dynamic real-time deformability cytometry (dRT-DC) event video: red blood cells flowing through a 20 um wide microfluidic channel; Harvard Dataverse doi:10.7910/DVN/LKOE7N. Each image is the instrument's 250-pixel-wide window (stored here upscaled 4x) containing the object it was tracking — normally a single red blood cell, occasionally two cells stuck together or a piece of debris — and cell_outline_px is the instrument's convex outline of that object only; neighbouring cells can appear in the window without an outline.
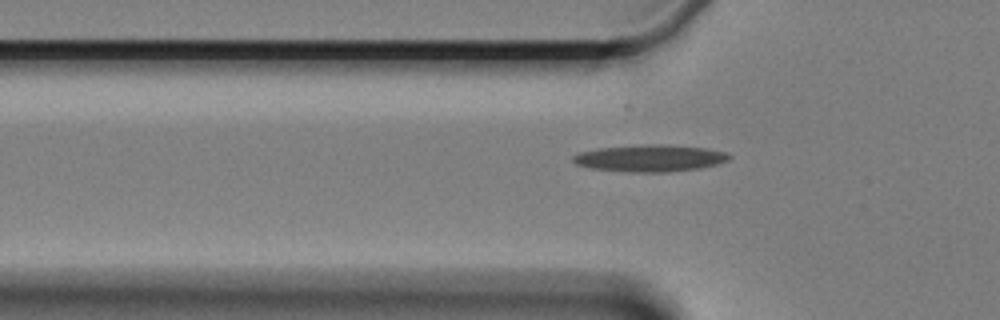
{"species": "Egyptian fruit bat (a non-hibernating species)", "species_latin": "Rousettus aegyptiacus", "temperature_condition": "cold", "stored_images_in_passage": 40, "camera_frame_rate_fps": 3000, "um_per_image_px": 0.085, "animal": {"sex": "female"}, "frame": {"image": 1, "passage_image": 6, "time_ms": 1.667, "image_size_px": [1000, 320], "cell_outline_px": [[732, 156], [728, 160], [716, 164], [700, 168], [668, 172], [628, 172], [592, 168], [576, 164], [572, 160], [572, 156], [580, 152], [596, 148], [652, 144], [668, 144], [708, 148], [728, 152]], "centroid_in_image_um": [55.28, 13.44], "position_along_channel_um": 70.5, "area_um2": 24.62}}
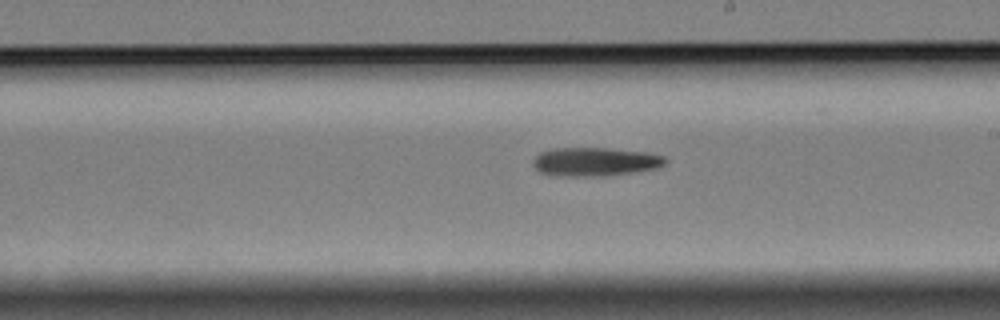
{"frame": {"image": 2, "passage_image": 21, "time_ms": 6.667, "image_size_px": [1000, 320], "cell_outline_px": [[668, 160], [660, 168], [604, 176], [564, 176], [540, 172], [532, 164], [532, 160], [540, 152], [552, 148], [608, 148], [648, 152], [664, 156]], "centroid_in_image_um": [50.61, 13.74], "position_along_channel_um": 238.4, "area_um2": 22.2}}
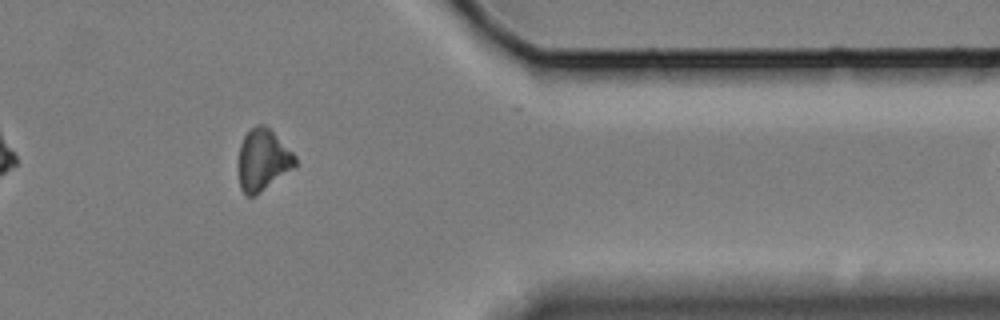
{"frame": {"image": 3, "passage_image": 36, "time_ms": 11.667, "image_size_px": [1000, 320], "cell_outline_px": [[296, 164], [292, 168], [256, 196], [244, 196], [240, 188], [240, 144], [244, 136], [256, 124], [264, 124], [296, 156]], "centroid_in_image_um": [22.33, 13.62], "position_along_channel_um": 389.1, "area_um2": 19.83}, "authors_computed_cell_mechanics": {"area_um2": 22.1952, "velocity_mm_per_s": 3.345, "shape_relaxation_time_tau1_ms": 5.8074, "shape_relaxation_time_tau2_ms": null, "deformation_change_tau1": 0.1167, "deformation_change_tau2": null}}